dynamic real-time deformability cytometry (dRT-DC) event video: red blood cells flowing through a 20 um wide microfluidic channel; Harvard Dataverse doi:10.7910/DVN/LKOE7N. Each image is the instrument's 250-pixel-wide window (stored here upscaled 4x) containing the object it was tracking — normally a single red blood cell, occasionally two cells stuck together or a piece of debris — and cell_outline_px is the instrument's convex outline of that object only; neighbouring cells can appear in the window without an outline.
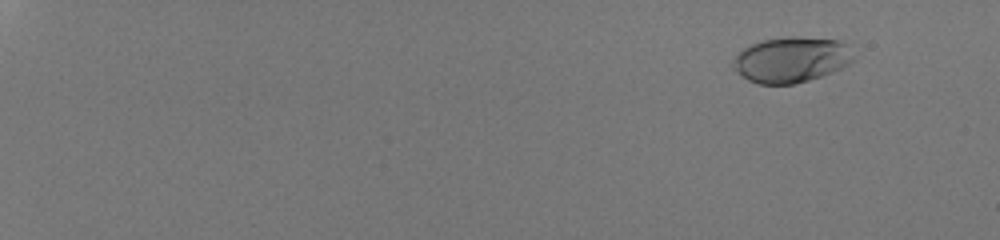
{"species": "human", "species_latin": "Homo sapiens", "temperature_condition": "room temperature", "stored_images_in_passage": 56, "camera_frame_rate_fps": 3000, "um_per_image_px": 0.085, "donor": {"sex": "male"}, "frame": {"image": 1, "passage_image": 7, "time_ms": 2.0, "image_size_px": [1000, 240], "cell_outline_px": [[852, 60], [848, 64], [832, 72], [808, 80], [792, 84], [760, 84], [748, 80], [736, 72], [732, 68], [732, 60], [744, 48], [752, 44], [764, 40], [792, 36], [840, 40], [844, 44], [852, 56]], "centroid_in_image_um": [67.2, 5.08], "position_along_channel_um": 17.8, "area_um2": 31.5}}
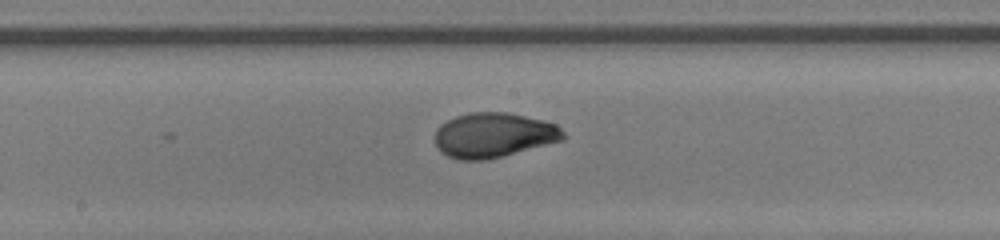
{"frame": {"image": 2, "passage_image": 36, "time_ms": 11.667, "image_size_px": [1000, 240], "cell_outline_px": [[568, 136], [564, 140], [504, 156], [484, 160], [456, 160], [440, 152], [436, 144], [436, 128], [440, 124], [456, 116], [468, 112], [508, 112], [544, 120], [556, 124]], "centroid_in_image_um": [41.98, 11.49], "position_along_channel_um": 206.2, "area_um2": 33.87}}
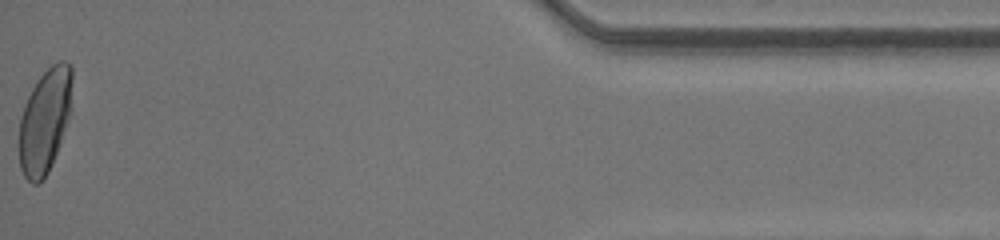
{"frame": {"image": 3, "passage_image": 56, "time_ms": 18.333, "image_size_px": [1000, 240], "cell_outline_px": [[72, 108], [56, 152], [48, 172], [36, 184], [32, 184], [24, 176], [20, 168], [20, 116], [28, 96], [32, 88], [40, 76], [52, 64], [60, 60], [64, 60], [72, 68]], "centroid_in_image_um": [3.83, 10.22], "position_along_channel_um": 431.4, "area_um2": 31.91}, "authors_computed_cell_mechanics": {"area_um2": 32.1946, "velocity_mm_per_s": 4.2567, "shape_relaxation_time_tau1_ms": 3.8974, "shape_relaxation_time_tau2_ms": null, "deformation_change_tau1": 0.1766, "deformation_change_tau2": null}}